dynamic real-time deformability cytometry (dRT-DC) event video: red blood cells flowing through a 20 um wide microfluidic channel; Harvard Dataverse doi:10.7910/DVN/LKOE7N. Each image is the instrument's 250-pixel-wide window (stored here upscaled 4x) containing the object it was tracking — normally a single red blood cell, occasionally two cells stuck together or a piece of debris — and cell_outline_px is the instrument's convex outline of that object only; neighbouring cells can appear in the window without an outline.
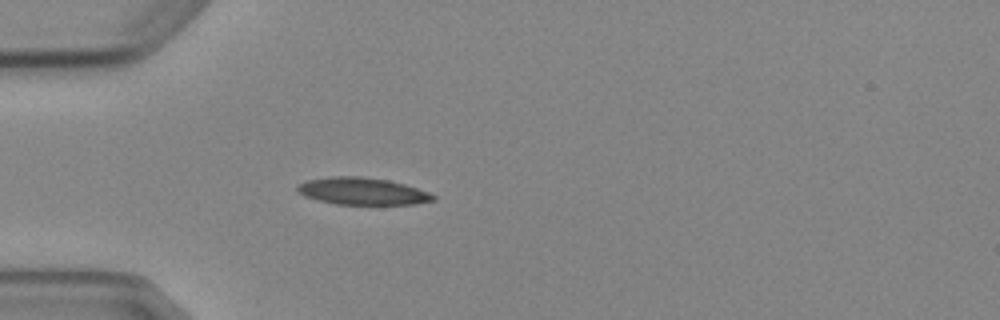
{"species": "Egyptian fruit bat (a non-hibernating species)", "species_latin": "Rousettus aegyptiacus", "temperature_condition": "cold", "stored_images_in_passage": 2, "camera_frame_rate_fps": 3000, "um_per_image_px": 0.085, "animal": {"sex": "female"}, "frame": {"image": 1, "passage_image": 2, "time_ms": 1.0, "image_size_px": [1000, 320], "cell_outline_px": [[436, 200], [416, 204], [336, 204], [304, 196], [296, 188], [300, 184], [308, 180], [328, 176], [360, 176], [388, 180], [404, 184], [428, 192], [436, 196]], "centroid_in_image_um": [30.83, 16.25], "position_along_channel_um": 54.2, "area_um2": 21.27}}